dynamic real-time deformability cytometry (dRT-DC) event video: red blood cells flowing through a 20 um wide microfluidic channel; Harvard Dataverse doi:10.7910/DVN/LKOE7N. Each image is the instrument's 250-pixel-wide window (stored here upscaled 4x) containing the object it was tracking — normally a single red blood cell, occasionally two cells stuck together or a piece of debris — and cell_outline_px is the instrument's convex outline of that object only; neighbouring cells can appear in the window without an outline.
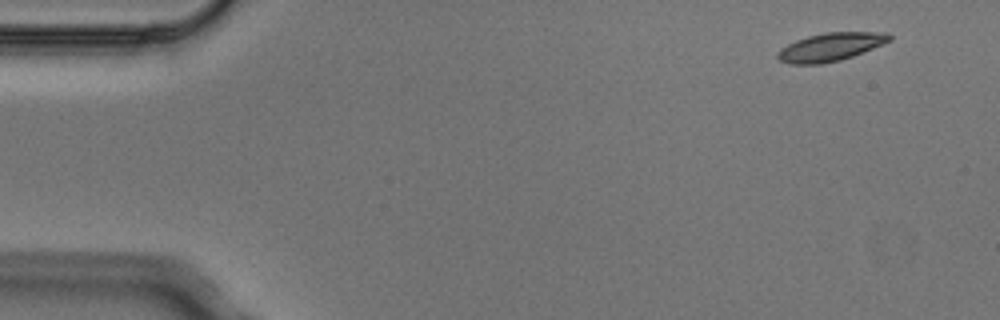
{"species": "Egyptian fruit bat (a non-hibernating species)", "species_latin": "Rousettus aegyptiacus", "temperature_condition": "cold", "stored_images_in_passage": 4, "camera_frame_rate_fps": 3000, "um_per_image_px": 0.085, "animal": {"sex": "male"}, "frame": {"image": 1, "passage_image": 1, "time_ms": 0.0, "image_size_px": [1000, 320], "cell_outline_px": [[892, 40], [852, 56], [840, 60], [820, 64], [792, 64], [780, 60], [776, 56], [776, 52], [780, 48], [796, 40], [808, 36], [824, 32], [888, 32], [892, 36]], "centroid_in_image_um": [70.58, 3.98], "position_along_channel_um": 14.4, "area_um2": 18.32}}
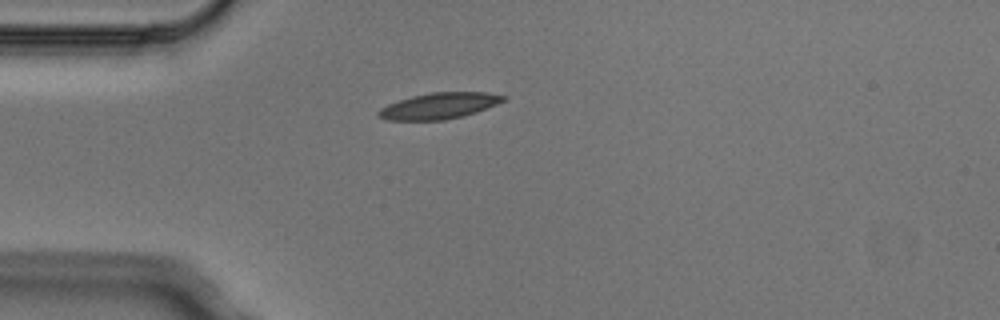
{"frame": {"image": 2, "passage_image": 4, "time_ms": 1.0, "image_size_px": [1000, 320], "cell_outline_px": [[508, 96], [504, 100], [496, 104], [476, 112], [464, 116], [444, 120], [388, 120], [376, 116], [376, 112], [380, 108], [388, 104], [412, 96], [432, 92], [488, 92]], "centroid_in_image_um": [37.32, 9.0], "position_along_channel_um": 47.7, "area_um2": 19.02}}